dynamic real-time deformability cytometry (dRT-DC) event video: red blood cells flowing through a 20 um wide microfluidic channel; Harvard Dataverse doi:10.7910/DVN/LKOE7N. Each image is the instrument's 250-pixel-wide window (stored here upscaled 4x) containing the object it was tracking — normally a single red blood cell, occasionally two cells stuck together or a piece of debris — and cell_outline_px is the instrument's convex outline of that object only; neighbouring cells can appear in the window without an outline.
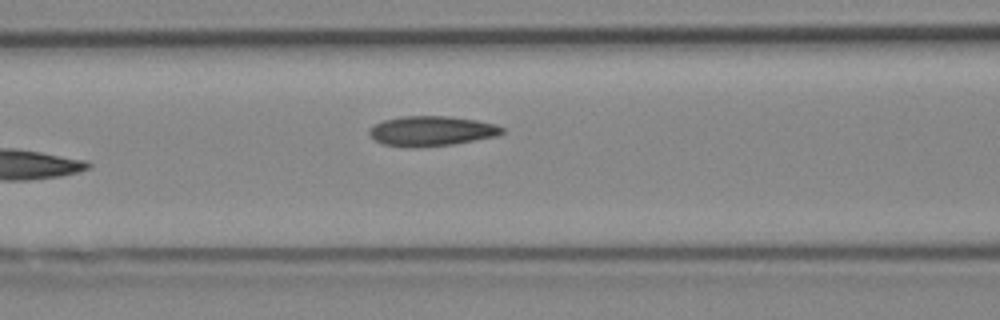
{"species": "Egyptian fruit bat (a non-hibernating species)", "species_latin": "Rousettus aegyptiacus", "temperature_condition": "cold", "stored_images_in_passage": 5, "camera_frame_rate_fps": 3000, "um_per_image_px": 0.085, "animal": {"sex": "female"}, "frame": {"image": 1, "passage_image": 5, "time_ms": 1.333, "image_size_px": [1000, 320], "cell_outline_px": [[504, 132], [496, 136], [452, 144], [384, 144], [376, 140], [368, 132], [368, 128], [384, 120], [404, 116], [448, 116], [476, 120], [496, 124], [504, 128]], "centroid_in_image_um": [36.74, 11.08], "position_along_channel_um": 129.9, "area_um2": 22.02}}